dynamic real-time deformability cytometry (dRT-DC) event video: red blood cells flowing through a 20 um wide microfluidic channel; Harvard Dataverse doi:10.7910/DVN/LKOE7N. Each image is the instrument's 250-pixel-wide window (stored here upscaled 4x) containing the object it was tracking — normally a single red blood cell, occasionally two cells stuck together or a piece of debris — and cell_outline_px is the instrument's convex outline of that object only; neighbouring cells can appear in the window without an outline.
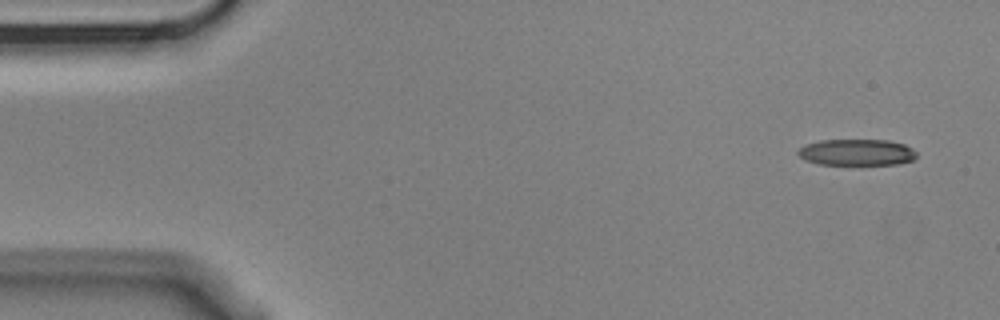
{"species": "Egyptian fruit bat (a non-hibernating species)", "species_latin": "Rousettus aegyptiacus", "temperature_condition": "cold", "stored_images_in_passage": 7, "camera_frame_rate_fps": 3000, "um_per_image_px": 0.085, "animal": {"sex": "male"}, "frame": {"image": 1, "passage_image": 1, "time_ms": 0.0, "image_size_px": [1000, 320], "cell_outline_px": [[916, 156], [912, 160], [896, 164], [820, 164], [808, 160], [800, 156], [796, 152], [800, 148], [808, 144], [820, 140], [888, 140], [904, 144], [912, 148], [916, 152]], "centroid_in_image_um": [72.85, 12.94], "position_along_channel_um": 12.2, "area_um2": 17.92}}
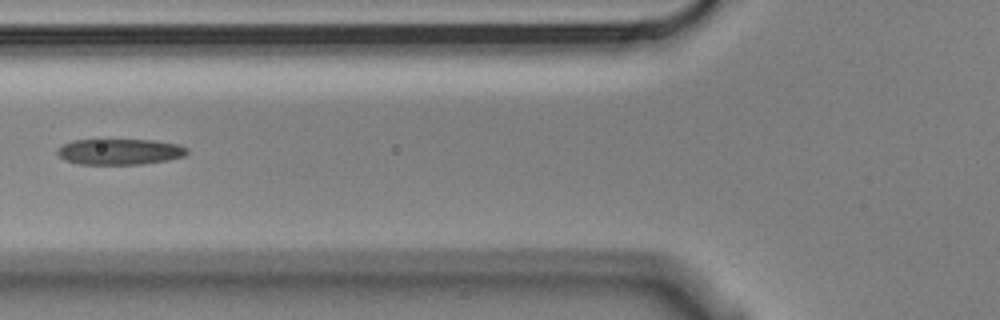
{"frame": {"image": 2, "passage_image": 6, "time_ms": 1.667, "image_size_px": [1000, 320], "cell_outline_px": [[188, 152], [184, 156], [168, 160], [140, 164], [80, 164], [64, 160], [56, 152], [64, 144], [72, 140], [152, 140], [180, 144], [188, 148]], "centroid_in_image_um": [10.21, 12.89], "position_along_channel_um": 115.6, "area_um2": 19.48}}
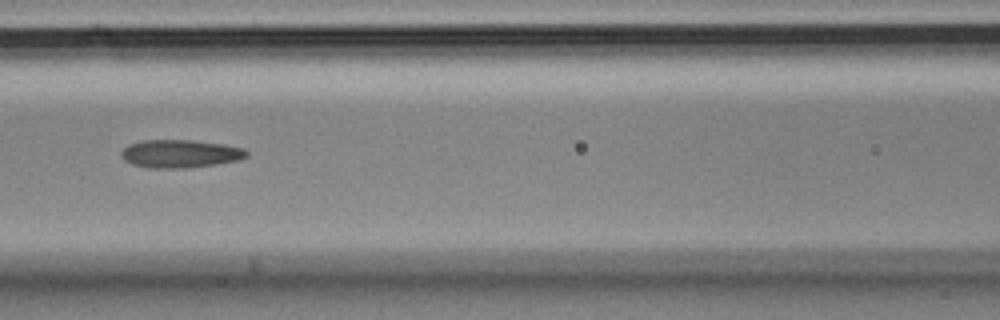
{"frame": {"image": 3, "passage_image": 7, "time_ms": 2.0, "image_size_px": [1000, 320], "cell_outline_px": [[248, 156], [236, 160], [216, 164], [188, 168], [148, 168], [132, 164], [124, 160], [120, 156], [120, 152], [128, 144], [140, 140], [192, 140], [224, 144], [244, 148], [248, 152]], "centroid_in_image_um": [15.28, 13.06], "position_along_channel_um": 151.3, "area_um2": 20.63}}